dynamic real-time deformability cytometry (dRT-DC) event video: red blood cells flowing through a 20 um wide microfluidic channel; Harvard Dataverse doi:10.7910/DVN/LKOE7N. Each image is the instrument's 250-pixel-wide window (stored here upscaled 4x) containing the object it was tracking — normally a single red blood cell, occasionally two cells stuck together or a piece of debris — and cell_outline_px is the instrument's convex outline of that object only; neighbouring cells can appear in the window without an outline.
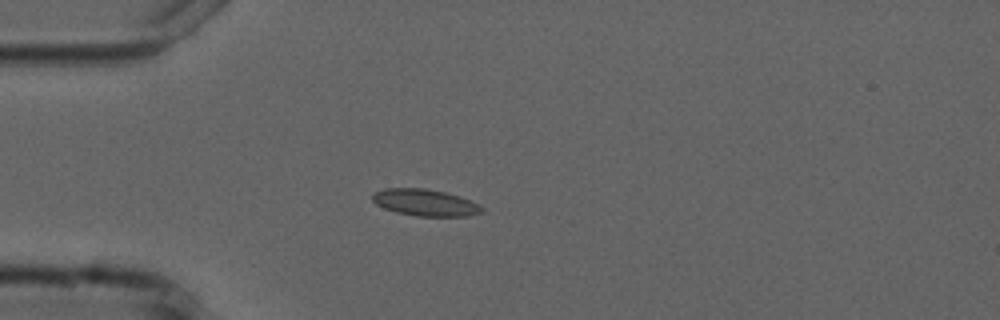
{"species": "common noctule bat (a hibernating species)", "species_latin": "Nyctalus noctula", "temperature_condition": "cold", "stored_images_in_passage": 4, "camera_frame_rate_fps": 3000, "um_per_image_px": 0.085, "animal": {"sex": "male", "forearm_length_mm": 52.5}, "frame": {"image": 1, "passage_image": 3, "time_ms": 2.333, "image_size_px": [1000, 320], "cell_outline_px": [[484, 212], [468, 216], [416, 216], [396, 212], [384, 208], [376, 204], [372, 200], [372, 192], [384, 188], [424, 188], [444, 192], [460, 196], [484, 208]], "centroid_in_image_um": [36.1, 17.22], "position_along_channel_um": 48.9, "area_um2": 17.05}}